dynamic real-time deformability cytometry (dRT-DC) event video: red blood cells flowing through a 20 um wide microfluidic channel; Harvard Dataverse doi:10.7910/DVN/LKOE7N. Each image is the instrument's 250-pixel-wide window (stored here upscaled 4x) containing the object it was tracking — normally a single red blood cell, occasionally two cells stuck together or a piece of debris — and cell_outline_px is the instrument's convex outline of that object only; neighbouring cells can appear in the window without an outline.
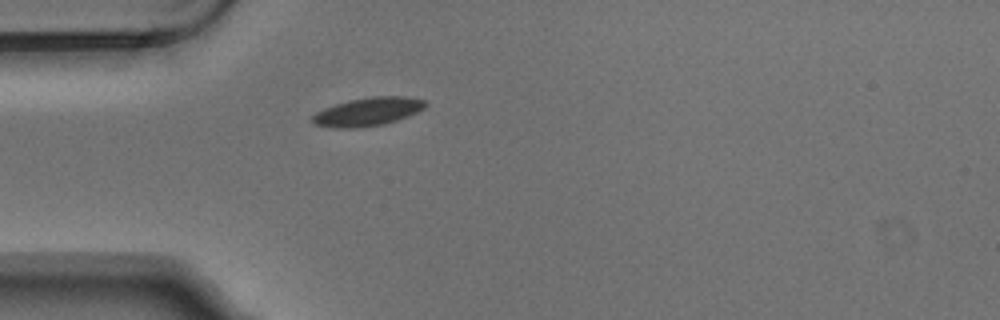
{"species": "Egyptian fruit bat (a non-hibernating species)", "species_latin": "Rousettus aegyptiacus", "temperature_condition": "warm", "stored_images_in_passage": 1, "camera_frame_rate_fps": 3000, "um_per_image_px": 0.085, "animal": {"sex": "male"}, "frame": {"image": 1, "passage_image": 1, "time_ms": 0.0, "image_size_px": [1000, 320], "cell_outline_px": [[428, 104], [424, 108], [408, 116], [384, 124], [356, 128], [332, 128], [316, 124], [312, 120], [312, 116], [316, 112], [324, 108], [348, 100], [372, 96], [408, 96], [424, 100]], "centroid_in_image_um": [31.28, 9.49], "position_along_channel_um": 53.7, "area_um2": 18.67}}